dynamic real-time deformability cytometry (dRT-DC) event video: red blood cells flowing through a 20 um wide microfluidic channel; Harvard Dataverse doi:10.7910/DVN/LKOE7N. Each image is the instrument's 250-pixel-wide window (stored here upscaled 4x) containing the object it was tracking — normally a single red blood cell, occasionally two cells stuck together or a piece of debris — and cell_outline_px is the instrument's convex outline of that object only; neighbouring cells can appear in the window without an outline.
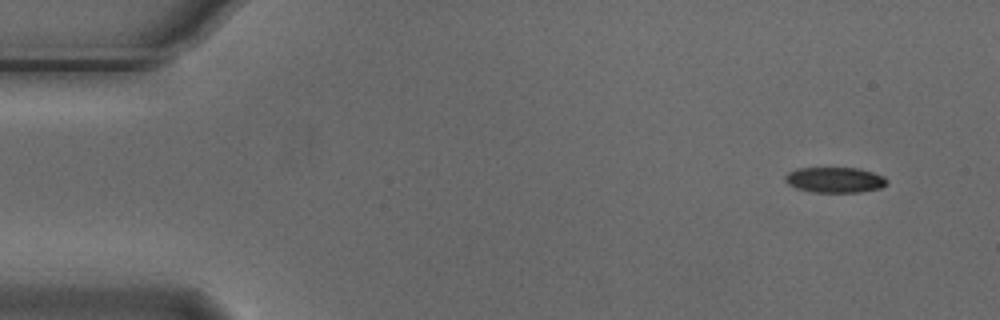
{"species": "Egyptian fruit bat (a non-hibernating species)", "species_latin": "Rousettus aegyptiacus", "temperature_condition": "cold", "stored_images_in_passage": 7, "camera_frame_rate_fps": 3000, "um_per_image_px": 0.085, "animal": {"sex": "male"}, "frame": {"image": 1, "passage_image": 1, "time_ms": 0.0, "image_size_px": [1000, 320], "cell_outline_px": [[888, 184], [880, 188], [860, 192], [812, 192], [796, 188], [788, 184], [784, 180], [784, 176], [788, 172], [796, 168], [860, 168], [884, 176], [888, 180]], "centroid_in_image_um": [70.96, 15.29], "position_along_channel_um": 14.0, "area_um2": 15.26}}
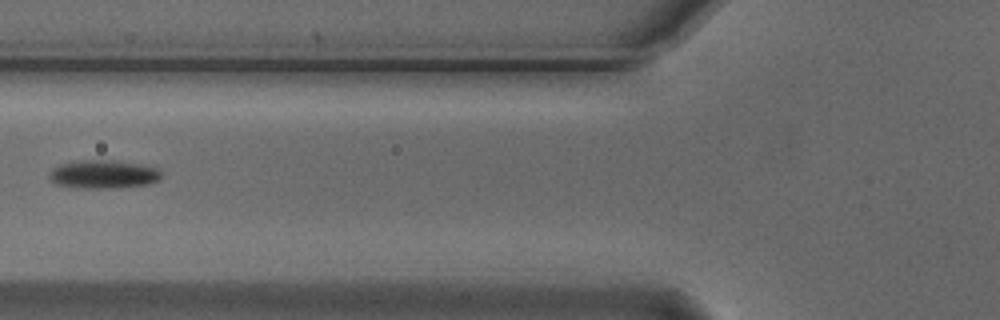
{"frame": {"image": 2, "passage_image": 6, "time_ms": 1.667, "image_size_px": [1000, 320], "cell_outline_px": [[160, 180], [148, 184], [120, 188], [84, 188], [56, 184], [48, 176], [52, 168], [60, 164], [80, 160], [116, 160], [140, 164], [156, 168], [160, 172]], "centroid_in_image_um": [8.79, 14.81], "position_along_channel_um": 117.0, "area_um2": 18.55}}
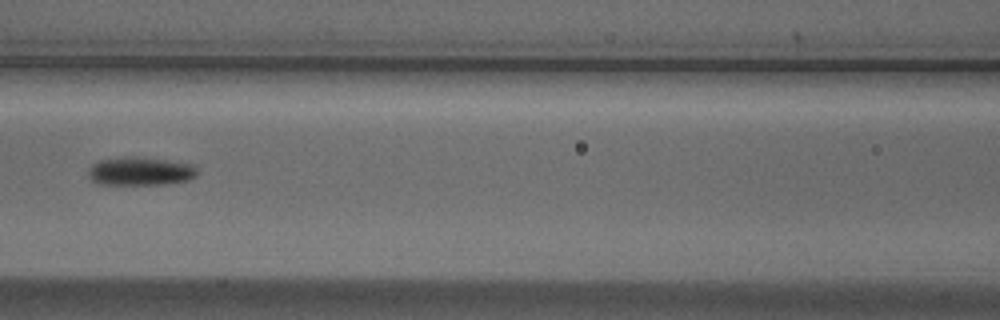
{"frame": {"image": 3, "passage_image": 7, "time_ms": 2.0, "image_size_px": [1000, 320], "cell_outline_px": [[200, 172], [196, 176], [188, 180], [168, 184], [96, 184], [88, 176], [88, 168], [92, 164], [100, 160], [124, 156], [136, 156], [168, 160], [192, 164]], "centroid_in_image_um": [11.93, 14.55], "position_along_channel_um": 154.7, "area_um2": 18.32}}